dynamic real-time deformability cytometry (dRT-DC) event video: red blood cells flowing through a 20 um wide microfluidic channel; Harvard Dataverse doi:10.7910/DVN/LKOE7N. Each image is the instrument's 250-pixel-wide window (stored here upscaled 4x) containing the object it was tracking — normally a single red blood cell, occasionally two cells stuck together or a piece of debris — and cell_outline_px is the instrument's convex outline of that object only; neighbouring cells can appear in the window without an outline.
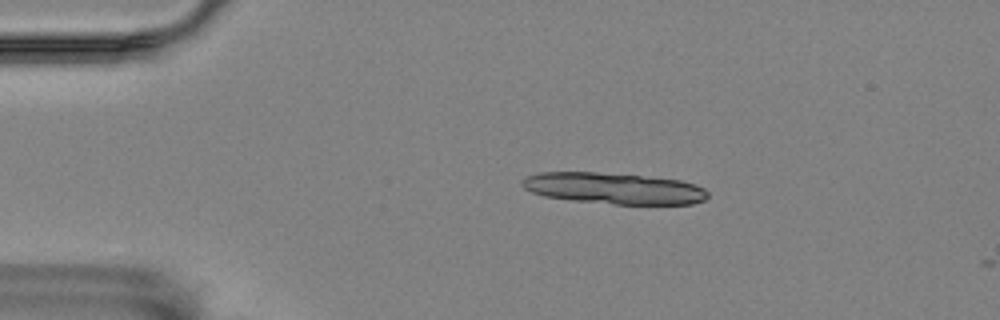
{"species": "Egyptian fruit bat (a non-hibernating species)", "species_latin": "Rousettus aegyptiacus", "temperature_condition": "room temperature", "stored_images_in_passage": 5, "camera_frame_rate_fps": 3000, "um_per_image_px": 0.085, "animal": {"sex": "female"}, "frame": {"image": 1, "passage_image": 3, "time_ms": 0.667, "image_size_px": [1000, 320], "cell_outline_px": [[708, 196], [704, 200], [692, 204], [616, 204], [576, 200], [544, 196], [532, 192], [524, 188], [520, 184], [520, 180], [528, 176], [540, 172], [596, 172], [640, 176], [680, 180], [696, 184], [704, 188], [708, 192]], "centroid_in_image_um": [52.18, 16.01], "position_along_channel_um": 32.8, "area_um2": 33.58}}